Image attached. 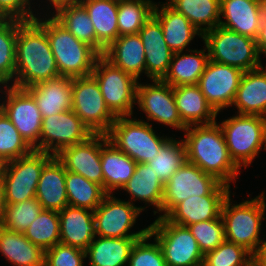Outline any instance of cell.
Here are the masks:
<instances>
[{"label":"cell","mask_w":266,"mask_h":266,"mask_svg":"<svg viewBox=\"0 0 266 266\" xmlns=\"http://www.w3.org/2000/svg\"><path fill=\"white\" fill-rule=\"evenodd\" d=\"M260 4L262 9L263 19H266V0H260Z\"/></svg>","instance_id":"53"},{"label":"cell","mask_w":266,"mask_h":266,"mask_svg":"<svg viewBox=\"0 0 266 266\" xmlns=\"http://www.w3.org/2000/svg\"><path fill=\"white\" fill-rule=\"evenodd\" d=\"M187 162L186 147L183 140L170 138L159 150L157 156L146 164L153 169L164 184L179 168Z\"/></svg>","instance_id":"40"},{"label":"cell","mask_w":266,"mask_h":266,"mask_svg":"<svg viewBox=\"0 0 266 266\" xmlns=\"http://www.w3.org/2000/svg\"><path fill=\"white\" fill-rule=\"evenodd\" d=\"M219 126L229 155L239 168H247L261 149L266 151V117L236 114Z\"/></svg>","instance_id":"5"},{"label":"cell","mask_w":266,"mask_h":266,"mask_svg":"<svg viewBox=\"0 0 266 266\" xmlns=\"http://www.w3.org/2000/svg\"><path fill=\"white\" fill-rule=\"evenodd\" d=\"M209 60L243 72L262 66L256 40L220 25L202 35Z\"/></svg>","instance_id":"6"},{"label":"cell","mask_w":266,"mask_h":266,"mask_svg":"<svg viewBox=\"0 0 266 266\" xmlns=\"http://www.w3.org/2000/svg\"><path fill=\"white\" fill-rule=\"evenodd\" d=\"M229 195L190 196L177 204L165 217L178 225L213 220L221 216L225 199Z\"/></svg>","instance_id":"23"},{"label":"cell","mask_w":266,"mask_h":266,"mask_svg":"<svg viewBox=\"0 0 266 266\" xmlns=\"http://www.w3.org/2000/svg\"><path fill=\"white\" fill-rule=\"evenodd\" d=\"M23 234L44 251L60 243L58 211L43 209Z\"/></svg>","instance_id":"41"},{"label":"cell","mask_w":266,"mask_h":266,"mask_svg":"<svg viewBox=\"0 0 266 266\" xmlns=\"http://www.w3.org/2000/svg\"><path fill=\"white\" fill-rule=\"evenodd\" d=\"M158 3L154 5L153 15L159 20L164 40L174 53L184 51L196 35L202 38L203 34L183 14L176 12L166 2Z\"/></svg>","instance_id":"25"},{"label":"cell","mask_w":266,"mask_h":266,"mask_svg":"<svg viewBox=\"0 0 266 266\" xmlns=\"http://www.w3.org/2000/svg\"><path fill=\"white\" fill-rule=\"evenodd\" d=\"M206 51L205 46L203 50H186L190 54L183 53V51L173 53L168 72L162 81L172 87L197 85L209 61V55L208 52L205 53Z\"/></svg>","instance_id":"31"},{"label":"cell","mask_w":266,"mask_h":266,"mask_svg":"<svg viewBox=\"0 0 266 266\" xmlns=\"http://www.w3.org/2000/svg\"><path fill=\"white\" fill-rule=\"evenodd\" d=\"M256 43L259 55L264 54L266 56V19H263L259 28V33L256 37Z\"/></svg>","instance_id":"50"},{"label":"cell","mask_w":266,"mask_h":266,"mask_svg":"<svg viewBox=\"0 0 266 266\" xmlns=\"http://www.w3.org/2000/svg\"><path fill=\"white\" fill-rule=\"evenodd\" d=\"M147 207H137L129 201H122L120 198H115L113 194H107L101 204L93 211L96 236L141 238L149 231V227L137 232H130V230L136 223L137 217Z\"/></svg>","instance_id":"13"},{"label":"cell","mask_w":266,"mask_h":266,"mask_svg":"<svg viewBox=\"0 0 266 266\" xmlns=\"http://www.w3.org/2000/svg\"><path fill=\"white\" fill-rule=\"evenodd\" d=\"M42 210L43 208L36 197L20 203L5 204L0 226L11 231L24 233Z\"/></svg>","instance_id":"42"},{"label":"cell","mask_w":266,"mask_h":266,"mask_svg":"<svg viewBox=\"0 0 266 266\" xmlns=\"http://www.w3.org/2000/svg\"><path fill=\"white\" fill-rule=\"evenodd\" d=\"M176 107L186 126L208 125L216 122L217 112L206 101L198 85L173 87Z\"/></svg>","instance_id":"26"},{"label":"cell","mask_w":266,"mask_h":266,"mask_svg":"<svg viewBox=\"0 0 266 266\" xmlns=\"http://www.w3.org/2000/svg\"><path fill=\"white\" fill-rule=\"evenodd\" d=\"M85 250L62 243L45 251L44 266H83Z\"/></svg>","instance_id":"47"},{"label":"cell","mask_w":266,"mask_h":266,"mask_svg":"<svg viewBox=\"0 0 266 266\" xmlns=\"http://www.w3.org/2000/svg\"><path fill=\"white\" fill-rule=\"evenodd\" d=\"M176 12L183 14L202 34L219 25L220 0H167ZM203 26V27H202ZM205 26V27H204Z\"/></svg>","instance_id":"35"},{"label":"cell","mask_w":266,"mask_h":266,"mask_svg":"<svg viewBox=\"0 0 266 266\" xmlns=\"http://www.w3.org/2000/svg\"><path fill=\"white\" fill-rule=\"evenodd\" d=\"M58 213L60 243L86 250L96 237L93 211L68 205Z\"/></svg>","instance_id":"20"},{"label":"cell","mask_w":266,"mask_h":266,"mask_svg":"<svg viewBox=\"0 0 266 266\" xmlns=\"http://www.w3.org/2000/svg\"><path fill=\"white\" fill-rule=\"evenodd\" d=\"M233 106L237 114L266 117V68L243 73Z\"/></svg>","instance_id":"28"},{"label":"cell","mask_w":266,"mask_h":266,"mask_svg":"<svg viewBox=\"0 0 266 266\" xmlns=\"http://www.w3.org/2000/svg\"><path fill=\"white\" fill-rule=\"evenodd\" d=\"M108 140L106 134H94L85 142L63 148L56 158L66 171L82 175L103 187L101 147Z\"/></svg>","instance_id":"18"},{"label":"cell","mask_w":266,"mask_h":266,"mask_svg":"<svg viewBox=\"0 0 266 266\" xmlns=\"http://www.w3.org/2000/svg\"><path fill=\"white\" fill-rule=\"evenodd\" d=\"M35 21L46 31L60 76L91 75L100 56L91 46L79 41L53 15Z\"/></svg>","instance_id":"3"},{"label":"cell","mask_w":266,"mask_h":266,"mask_svg":"<svg viewBox=\"0 0 266 266\" xmlns=\"http://www.w3.org/2000/svg\"><path fill=\"white\" fill-rule=\"evenodd\" d=\"M103 189L112 194L121 189L134 174L137 163L107 140L101 147ZM113 191V192H112Z\"/></svg>","instance_id":"30"},{"label":"cell","mask_w":266,"mask_h":266,"mask_svg":"<svg viewBox=\"0 0 266 266\" xmlns=\"http://www.w3.org/2000/svg\"><path fill=\"white\" fill-rule=\"evenodd\" d=\"M130 118L116 117L106 133L108 140L136 163L152 161L171 137L158 136L152 124L142 119Z\"/></svg>","instance_id":"7"},{"label":"cell","mask_w":266,"mask_h":266,"mask_svg":"<svg viewBox=\"0 0 266 266\" xmlns=\"http://www.w3.org/2000/svg\"><path fill=\"white\" fill-rule=\"evenodd\" d=\"M18 28L19 20L0 19V87L14 82Z\"/></svg>","instance_id":"38"},{"label":"cell","mask_w":266,"mask_h":266,"mask_svg":"<svg viewBox=\"0 0 266 266\" xmlns=\"http://www.w3.org/2000/svg\"><path fill=\"white\" fill-rule=\"evenodd\" d=\"M151 238V234L147 232L136 240L128 259V266H166L157 240L153 238L154 242L148 243Z\"/></svg>","instance_id":"46"},{"label":"cell","mask_w":266,"mask_h":266,"mask_svg":"<svg viewBox=\"0 0 266 266\" xmlns=\"http://www.w3.org/2000/svg\"><path fill=\"white\" fill-rule=\"evenodd\" d=\"M230 187L214 176L203 172L197 165L184 163L164 184L162 199L165 217L177 204L190 196L229 195Z\"/></svg>","instance_id":"8"},{"label":"cell","mask_w":266,"mask_h":266,"mask_svg":"<svg viewBox=\"0 0 266 266\" xmlns=\"http://www.w3.org/2000/svg\"><path fill=\"white\" fill-rule=\"evenodd\" d=\"M65 177L66 169L56 156L43 167L35 194L43 209L61 211L68 206Z\"/></svg>","instance_id":"27"},{"label":"cell","mask_w":266,"mask_h":266,"mask_svg":"<svg viewBox=\"0 0 266 266\" xmlns=\"http://www.w3.org/2000/svg\"><path fill=\"white\" fill-rule=\"evenodd\" d=\"M71 110L94 134H106L116 119L92 74L72 78Z\"/></svg>","instance_id":"12"},{"label":"cell","mask_w":266,"mask_h":266,"mask_svg":"<svg viewBox=\"0 0 266 266\" xmlns=\"http://www.w3.org/2000/svg\"><path fill=\"white\" fill-rule=\"evenodd\" d=\"M107 108L115 117L133 115L138 80L100 55L92 71Z\"/></svg>","instance_id":"9"},{"label":"cell","mask_w":266,"mask_h":266,"mask_svg":"<svg viewBox=\"0 0 266 266\" xmlns=\"http://www.w3.org/2000/svg\"><path fill=\"white\" fill-rule=\"evenodd\" d=\"M148 227L161 248L166 266H202L204 254L188 227L166 217H157Z\"/></svg>","instance_id":"11"},{"label":"cell","mask_w":266,"mask_h":266,"mask_svg":"<svg viewBox=\"0 0 266 266\" xmlns=\"http://www.w3.org/2000/svg\"><path fill=\"white\" fill-rule=\"evenodd\" d=\"M187 227L196 239L203 254L215 250L225 241L222 216L213 220L193 223Z\"/></svg>","instance_id":"45"},{"label":"cell","mask_w":266,"mask_h":266,"mask_svg":"<svg viewBox=\"0 0 266 266\" xmlns=\"http://www.w3.org/2000/svg\"><path fill=\"white\" fill-rule=\"evenodd\" d=\"M53 157L33 150L24 157L4 163L1 178L4 203L14 204L34 198L43 167Z\"/></svg>","instance_id":"10"},{"label":"cell","mask_w":266,"mask_h":266,"mask_svg":"<svg viewBox=\"0 0 266 266\" xmlns=\"http://www.w3.org/2000/svg\"><path fill=\"white\" fill-rule=\"evenodd\" d=\"M4 209H5V203H4L3 187L0 182V223L2 221Z\"/></svg>","instance_id":"52"},{"label":"cell","mask_w":266,"mask_h":266,"mask_svg":"<svg viewBox=\"0 0 266 266\" xmlns=\"http://www.w3.org/2000/svg\"><path fill=\"white\" fill-rule=\"evenodd\" d=\"M137 239L139 238L94 237L85 250L86 258H89V265L126 266Z\"/></svg>","instance_id":"34"},{"label":"cell","mask_w":266,"mask_h":266,"mask_svg":"<svg viewBox=\"0 0 266 266\" xmlns=\"http://www.w3.org/2000/svg\"><path fill=\"white\" fill-rule=\"evenodd\" d=\"M182 139L186 147L187 162L197 165L203 172L230 186L239 176V167L231 159L223 131L217 122L191 125Z\"/></svg>","instance_id":"2"},{"label":"cell","mask_w":266,"mask_h":266,"mask_svg":"<svg viewBox=\"0 0 266 266\" xmlns=\"http://www.w3.org/2000/svg\"><path fill=\"white\" fill-rule=\"evenodd\" d=\"M49 1L51 4L50 6L54 9H56L57 7L64 5V4H71V3H79L80 0H47Z\"/></svg>","instance_id":"51"},{"label":"cell","mask_w":266,"mask_h":266,"mask_svg":"<svg viewBox=\"0 0 266 266\" xmlns=\"http://www.w3.org/2000/svg\"><path fill=\"white\" fill-rule=\"evenodd\" d=\"M5 87V88H4ZM5 89L0 109L10 119L26 143L35 151H40V131L42 115L34 97L26 90L10 85Z\"/></svg>","instance_id":"14"},{"label":"cell","mask_w":266,"mask_h":266,"mask_svg":"<svg viewBox=\"0 0 266 266\" xmlns=\"http://www.w3.org/2000/svg\"><path fill=\"white\" fill-rule=\"evenodd\" d=\"M103 56L137 80L145 73V51L139 34L119 36L105 49Z\"/></svg>","instance_id":"29"},{"label":"cell","mask_w":266,"mask_h":266,"mask_svg":"<svg viewBox=\"0 0 266 266\" xmlns=\"http://www.w3.org/2000/svg\"><path fill=\"white\" fill-rule=\"evenodd\" d=\"M231 201L229 194L221 210L225 240L241 245L253 254L262 242L259 235L262 220L266 219L265 192L239 204H232Z\"/></svg>","instance_id":"4"},{"label":"cell","mask_w":266,"mask_h":266,"mask_svg":"<svg viewBox=\"0 0 266 266\" xmlns=\"http://www.w3.org/2000/svg\"><path fill=\"white\" fill-rule=\"evenodd\" d=\"M65 185L68 205L94 211L108 194L102 186L82 175L66 171Z\"/></svg>","instance_id":"37"},{"label":"cell","mask_w":266,"mask_h":266,"mask_svg":"<svg viewBox=\"0 0 266 266\" xmlns=\"http://www.w3.org/2000/svg\"><path fill=\"white\" fill-rule=\"evenodd\" d=\"M219 25L256 39L263 20L260 0H220Z\"/></svg>","instance_id":"21"},{"label":"cell","mask_w":266,"mask_h":266,"mask_svg":"<svg viewBox=\"0 0 266 266\" xmlns=\"http://www.w3.org/2000/svg\"><path fill=\"white\" fill-rule=\"evenodd\" d=\"M154 5L155 2L152 0H119L117 14L119 36L138 34L153 15Z\"/></svg>","instance_id":"39"},{"label":"cell","mask_w":266,"mask_h":266,"mask_svg":"<svg viewBox=\"0 0 266 266\" xmlns=\"http://www.w3.org/2000/svg\"><path fill=\"white\" fill-rule=\"evenodd\" d=\"M243 73L236 67L211 60L207 62L197 85L218 114L233 105Z\"/></svg>","instance_id":"17"},{"label":"cell","mask_w":266,"mask_h":266,"mask_svg":"<svg viewBox=\"0 0 266 266\" xmlns=\"http://www.w3.org/2000/svg\"><path fill=\"white\" fill-rule=\"evenodd\" d=\"M202 266H252V253L225 240L215 250L204 254Z\"/></svg>","instance_id":"44"},{"label":"cell","mask_w":266,"mask_h":266,"mask_svg":"<svg viewBox=\"0 0 266 266\" xmlns=\"http://www.w3.org/2000/svg\"><path fill=\"white\" fill-rule=\"evenodd\" d=\"M31 0H0V19L31 21L37 18L30 6Z\"/></svg>","instance_id":"48"},{"label":"cell","mask_w":266,"mask_h":266,"mask_svg":"<svg viewBox=\"0 0 266 266\" xmlns=\"http://www.w3.org/2000/svg\"><path fill=\"white\" fill-rule=\"evenodd\" d=\"M94 133L72 111L43 117L40 152L56 156L63 148L88 140Z\"/></svg>","instance_id":"15"},{"label":"cell","mask_w":266,"mask_h":266,"mask_svg":"<svg viewBox=\"0 0 266 266\" xmlns=\"http://www.w3.org/2000/svg\"><path fill=\"white\" fill-rule=\"evenodd\" d=\"M152 82L144 85L138 81L136 103L140 110L146 114L149 121L185 131L187 126L182 122L176 107L173 87L162 80Z\"/></svg>","instance_id":"16"},{"label":"cell","mask_w":266,"mask_h":266,"mask_svg":"<svg viewBox=\"0 0 266 266\" xmlns=\"http://www.w3.org/2000/svg\"><path fill=\"white\" fill-rule=\"evenodd\" d=\"M121 190L129 193L131 203L141 200L145 205L155 206L154 215L162 211L164 183L146 163H137L134 174Z\"/></svg>","instance_id":"32"},{"label":"cell","mask_w":266,"mask_h":266,"mask_svg":"<svg viewBox=\"0 0 266 266\" xmlns=\"http://www.w3.org/2000/svg\"><path fill=\"white\" fill-rule=\"evenodd\" d=\"M55 11L52 15L71 34L96 51V33L94 26L87 10L80 2L61 5Z\"/></svg>","instance_id":"36"},{"label":"cell","mask_w":266,"mask_h":266,"mask_svg":"<svg viewBox=\"0 0 266 266\" xmlns=\"http://www.w3.org/2000/svg\"><path fill=\"white\" fill-rule=\"evenodd\" d=\"M33 149L0 109V161L6 163L30 154Z\"/></svg>","instance_id":"43"},{"label":"cell","mask_w":266,"mask_h":266,"mask_svg":"<svg viewBox=\"0 0 266 266\" xmlns=\"http://www.w3.org/2000/svg\"><path fill=\"white\" fill-rule=\"evenodd\" d=\"M252 266H266V240L264 239L252 254Z\"/></svg>","instance_id":"49"},{"label":"cell","mask_w":266,"mask_h":266,"mask_svg":"<svg viewBox=\"0 0 266 266\" xmlns=\"http://www.w3.org/2000/svg\"><path fill=\"white\" fill-rule=\"evenodd\" d=\"M26 90L34 97L42 118L72 109V77L59 76Z\"/></svg>","instance_id":"22"},{"label":"cell","mask_w":266,"mask_h":266,"mask_svg":"<svg viewBox=\"0 0 266 266\" xmlns=\"http://www.w3.org/2000/svg\"><path fill=\"white\" fill-rule=\"evenodd\" d=\"M119 0H80L92 20L96 33V52L103 55L118 37L117 24Z\"/></svg>","instance_id":"24"},{"label":"cell","mask_w":266,"mask_h":266,"mask_svg":"<svg viewBox=\"0 0 266 266\" xmlns=\"http://www.w3.org/2000/svg\"><path fill=\"white\" fill-rule=\"evenodd\" d=\"M138 34L145 51V75L151 80H162L168 72L174 52L164 40L159 20L152 15Z\"/></svg>","instance_id":"19"},{"label":"cell","mask_w":266,"mask_h":266,"mask_svg":"<svg viewBox=\"0 0 266 266\" xmlns=\"http://www.w3.org/2000/svg\"><path fill=\"white\" fill-rule=\"evenodd\" d=\"M0 253L14 266H44L45 251L23 233L0 226Z\"/></svg>","instance_id":"33"},{"label":"cell","mask_w":266,"mask_h":266,"mask_svg":"<svg viewBox=\"0 0 266 266\" xmlns=\"http://www.w3.org/2000/svg\"><path fill=\"white\" fill-rule=\"evenodd\" d=\"M59 76L46 31L35 20H19L12 86L26 89Z\"/></svg>","instance_id":"1"},{"label":"cell","mask_w":266,"mask_h":266,"mask_svg":"<svg viewBox=\"0 0 266 266\" xmlns=\"http://www.w3.org/2000/svg\"><path fill=\"white\" fill-rule=\"evenodd\" d=\"M3 166H4V163L2 161H0V182H1V178H2Z\"/></svg>","instance_id":"54"}]
</instances>
